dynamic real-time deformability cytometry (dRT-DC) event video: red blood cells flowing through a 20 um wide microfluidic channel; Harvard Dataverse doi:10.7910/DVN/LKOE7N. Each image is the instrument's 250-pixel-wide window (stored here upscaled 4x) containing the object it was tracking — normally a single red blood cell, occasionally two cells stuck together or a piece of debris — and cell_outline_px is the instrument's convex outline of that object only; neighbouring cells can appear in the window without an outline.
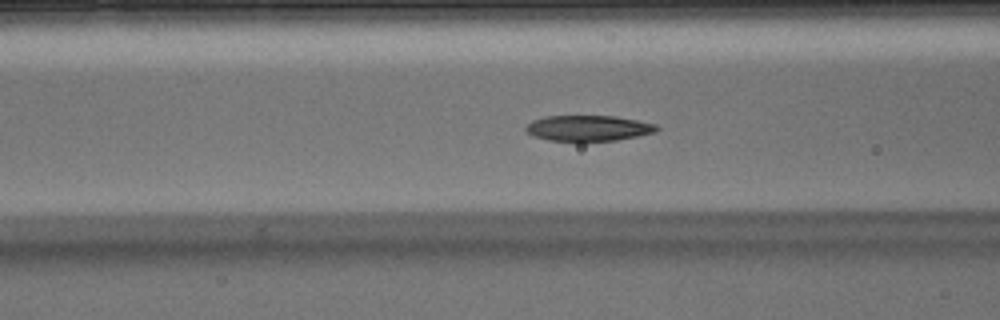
{"species": "Egyptian fruit bat (a non-hibernating species)", "species_latin": "Rousettus aegyptiacus", "temperature_condition": "warm", "stored_images_in_passage": 47, "camera_frame_rate_fps": 3000, "um_per_image_px": 0.085, "animal": {"sex": "male"}, "frame": {"image": 1, "passage_image": 14, "time_ms": 4.333, "image_size_px": [1000, 320], "cell_outline_px": [[660, 128], [656, 132], [616, 140], [584, 144], [576, 144], [548, 140], [532, 136], [524, 128], [532, 120], [544, 116], [616, 116], [656, 124]], "centroid_in_image_um": [49.97, 10.94], "position_along_channel_um": 116.6, "area_um2": 20.46}}
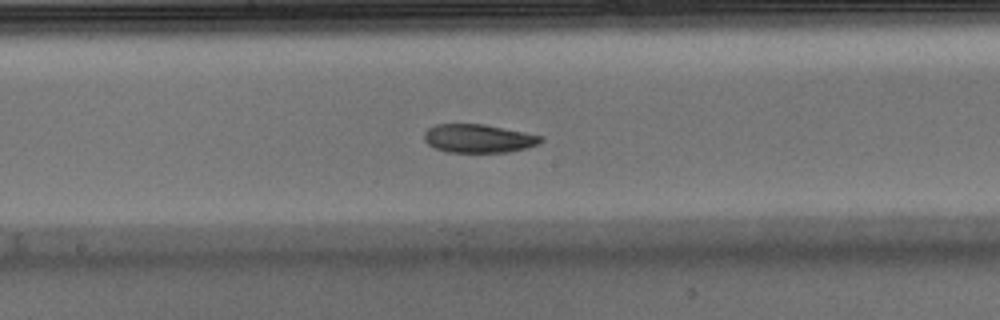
{"frame": {"image": 2, "passage_image": 21, "time_ms": 6.667, "image_size_px": [1000, 320], "cell_outline_px": [[544, 140], [536, 144], [524, 148], [508, 152], [448, 152], [436, 148], [428, 144], [424, 140], [424, 132], [428, 128], [436, 124], [484, 124], [544, 136]], "centroid_in_image_um": [40.65, 11.76], "position_along_channel_um": 207.5, "area_um2": 19.25}}
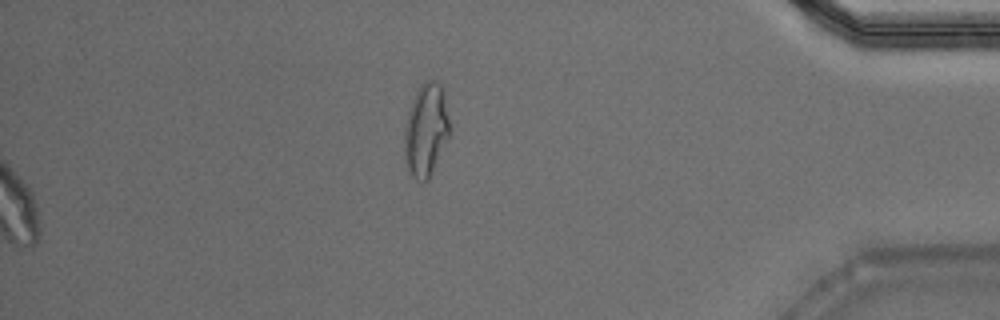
{"frame": {"image": 3, "passage_image": 47, "time_ms": 15.333, "image_size_px": [1000, 320], "cell_outline_px": [[448, 136], [428, 180], [416, 180], [412, 176], [404, 160], [404, 128], [408, 112], [412, 100], [420, 84], [424, 80], [432, 80], [440, 84], [444, 92], [448, 120]], "centroid_in_image_um": [36.17, 11.02], "position_along_channel_um": 399.0, "area_um2": 24.1}, "authors_computed_cell_mechanics": {"area_um2": 20.4612, "velocity_mm_per_s": 3.8828, "shape_relaxation_time_tau1_ms": 4.127, "shape_relaxation_time_tau2_ms": 3.1861, "deformation_change_tau1": 0.1475, "deformation_change_tau2": 0.0716}}